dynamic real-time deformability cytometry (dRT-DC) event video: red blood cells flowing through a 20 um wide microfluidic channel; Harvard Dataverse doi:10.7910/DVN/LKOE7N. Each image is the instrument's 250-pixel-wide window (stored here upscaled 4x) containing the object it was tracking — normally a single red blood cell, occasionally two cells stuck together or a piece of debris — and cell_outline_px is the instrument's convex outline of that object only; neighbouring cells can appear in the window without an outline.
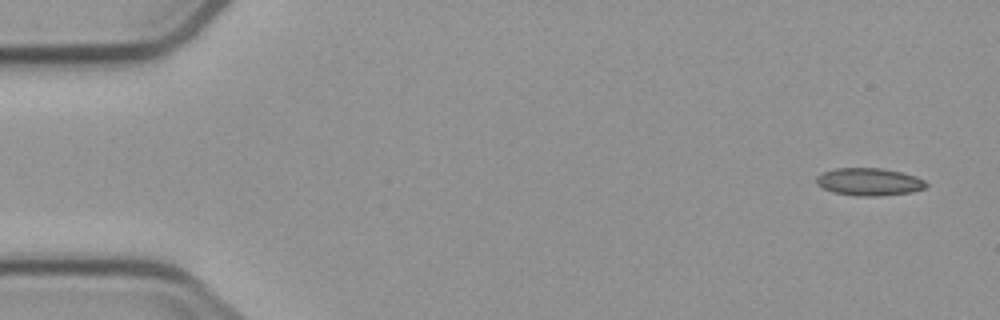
{"species": "common noctule bat (a hibernating species)", "species_latin": "Nyctalus noctula", "temperature_condition": "cold", "stored_images_in_passage": 8, "camera_frame_rate_fps": 3000, "um_per_image_px": 0.085, "animal": {"sex": "male", "body_mass_g": 23.1, "forearm_length_mm": 52.7}, "frame": {"image": 1, "passage_image": 1, "time_ms": 0.0, "image_size_px": [1000, 320], "cell_outline_px": [[928, 184], [924, 188], [912, 192], [880, 196], [856, 196], [832, 192], [816, 184], [816, 176], [824, 172], [836, 168], [880, 168], [900, 172], [916, 176], [924, 180]], "centroid_in_image_um": [73.87, 15.46], "position_along_channel_um": 11.1, "area_um2": 17.63}}
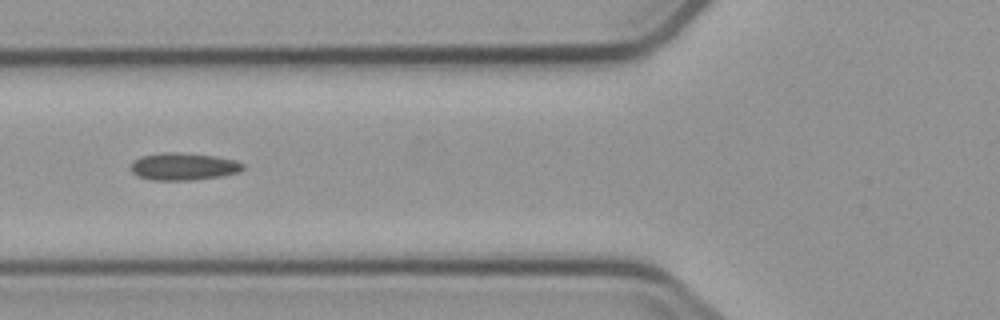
{"frame": {"image": 2, "passage_image": 6, "time_ms": 6.0, "image_size_px": [1000, 320], "cell_outline_px": [[244, 168], [240, 172], [224, 176], [192, 180], [152, 180], [140, 176], [132, 172], [132, 160], [140, 156], [160, 152], [180, 152], [216, 156], [236, 160], [244, 164]], "centroid_in_image_um": [15.63, 14.14], "position_along_channel_um": 110.2, "area_um2": 18.09}}
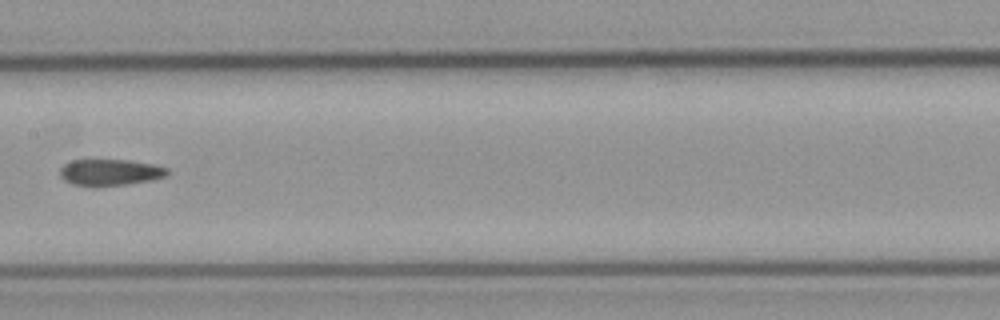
{"frame": {"image": 3, "passage_image": 8, "time_ms": 8.333, "image_size_px": [1000, 320], "cell_outline_px": [[168, 176], [152, 180], [128, 184], [96, 188], [92, 188], [72, 184], [64, 180], [60, 176], [60, 168], [64, 164], [72, 160], [128, 160], [152, 164], [168, 168]], "centroid_in_image_um": [9.33, 14.68], "position_along_channel_um": 198.1, "area_um2": 16.94}}